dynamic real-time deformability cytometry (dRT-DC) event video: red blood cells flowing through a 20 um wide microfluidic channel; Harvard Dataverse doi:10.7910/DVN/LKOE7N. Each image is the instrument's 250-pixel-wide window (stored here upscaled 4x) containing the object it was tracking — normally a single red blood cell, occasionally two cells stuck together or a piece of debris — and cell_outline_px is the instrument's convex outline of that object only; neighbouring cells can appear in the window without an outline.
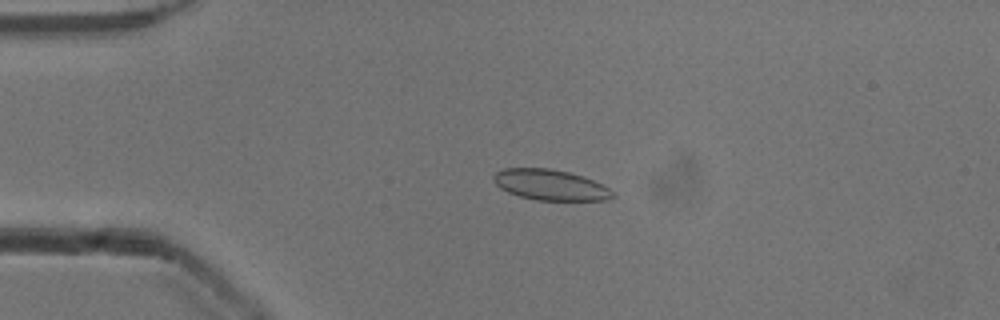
{"species": "common noctule bat (a hibernating species)", "species_latin": "Nyctalus noctula", "temperature_condition": "cold", "stored_images_in_passage": 4, "camera_frame_rate_fps": 3000, "um_per_image_px": 0.085, "animal": {"sex": "male", "body_mass_g": 13.3}, "frame": {"image": 1, "passage_image": 2, "time_ms": 0.333, "image_size_px": [1000, 320], "cell_outline_px": [[616, 196], [608, 200], [536, 200], [520, 196], [508, 192], [500, 188], [492, 180], [492, 176], [496, 172], [504, 168], [548, 168], [568, 172], [592, 180], [608, 188]], "centroid_in_image_um": [46.74, 15.72], "position_along_channel_um": 38.3, "area_um2": 21.1}}
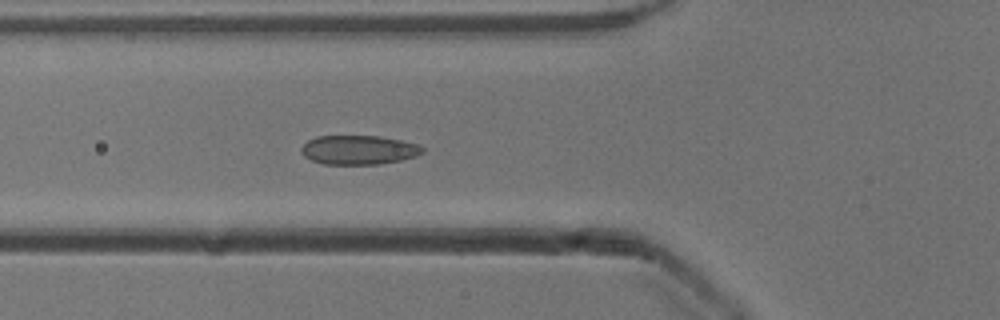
{"frame": {"image": 2, "passage_image": 4, "time_ms": 1.0, "image_size_px": [1000, 320], "cell_outline_px": [[424, 152], [416, 156], [400, 160], [380, 164], [324, 164], [312, 160], [304, 156], [300, 152], [300, 148], [308, 140], [316, 136], [380, 136], [420, 144], [424, 148]], "centroid_in_image_um": [30.49, 12.74], "position_along_channel_um": 95.3, "area_um2": 20.69}}